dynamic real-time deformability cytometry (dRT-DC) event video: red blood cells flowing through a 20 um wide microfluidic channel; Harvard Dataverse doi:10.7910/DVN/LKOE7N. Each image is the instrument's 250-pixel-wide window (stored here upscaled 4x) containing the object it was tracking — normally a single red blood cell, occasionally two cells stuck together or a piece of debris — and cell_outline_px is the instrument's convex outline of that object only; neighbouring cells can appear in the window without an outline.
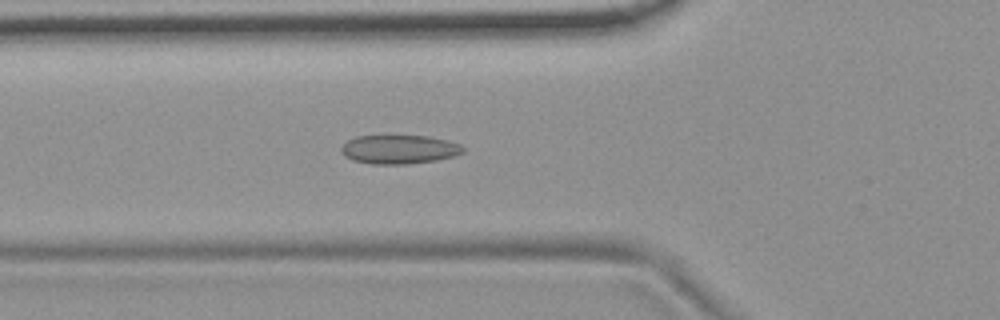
{"species": "common noctule bat (a hibernating species)", "species_latin": "Nyctalus noctula", "temperature_condition": "room temperature", "stored_images_in_passage": 50, "camera_frame_rate_fps": 3000, "um_per_image_px": 0.085, "animal": {"sex": "female", "body_mass_g": 19.9}, "frame": {"image": 1, "passage_image": 15, "time_ms": 4.667, "image_size_px": [1000, 320], "cell_outline_px": [[464, 152], [456, 156], [436, 160], [408, 164], [372, 164], [352, 160], [344, 156], [340, 152], [340, 148], [348, 140], [356, 136], [428, 136], [448, 140], [460, 144], [464, 148]], "centroid_in_image_um": [33.93, 12.7], "position_along_channel_um": 91.9, "area_um2": 20.63}}
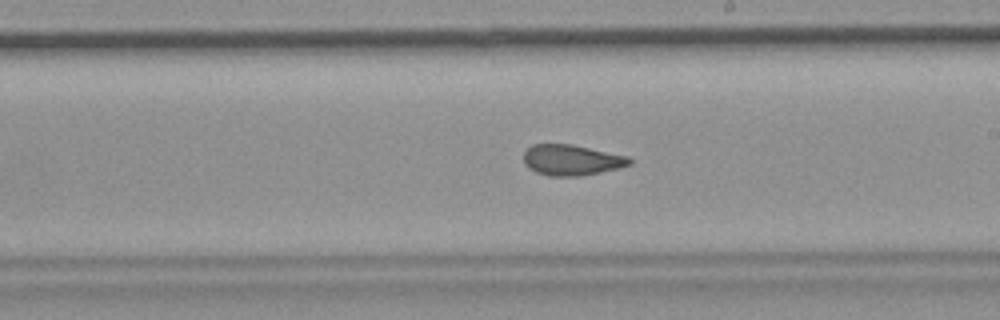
{"frame": {"image": 2, "passage_image": 27, "time_ms": 8.667, "image_size_px": [1000, 320], "cell_outline_px": [[632, 164], [620, 168], [580, 176], [548, 176], [536, 172], [528, 168], [524, 164], [524, 152], [532, 144], [572, 144], [628, 156], [632, 160]], "centroid_in_image_um": [48.58, 13.6], "position_along_channel_um": 240.4, "area_um2": 19.07}}
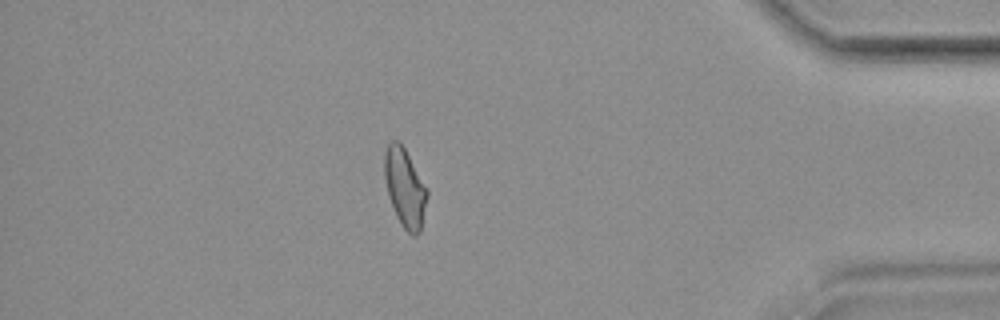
{"frame": {"image": 3, "passage_image": 43, "time_ms": 14.0, "image_size_px": [1000, 320], "cell_outline_px": [[428, 196], [420, 232], [416, 236], [412, 236], [400, 224], [396, 216], [388, 196], [384, 176], [384, 152], [388, 144], [392, 140], [400, 140], [428, 188]], "centroid_in_image_um": [34.42, 15.94], "position_along_channel_um": 400.8, "area_um2": 19.88}, "authors_computed_cell_mechanics": {"area_um2": 19.8832, "velocity_mm_per_s": 3.7093, "shape_relaxation_time_tau1_ms": null, "shape_relaxation_time_tau2_ms": 1.6022, "deformation_change_tau1": null, "deformation_change_tau2": 0.0806}}